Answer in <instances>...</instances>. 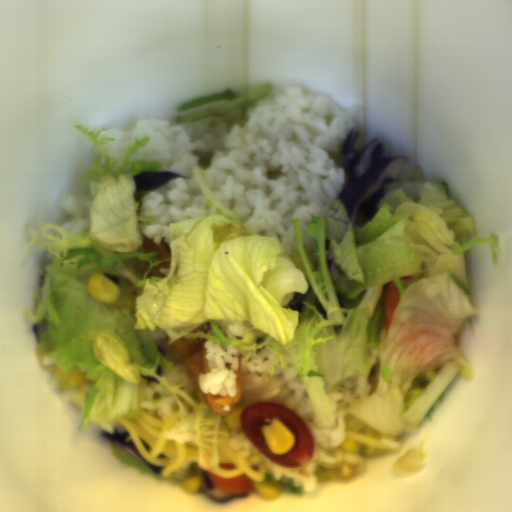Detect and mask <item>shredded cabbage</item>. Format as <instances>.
<instances>
[{
  "label": "shredded cabbage",
  "mask_w": 512,
  "mask_h": 512,
  "mask_svg": "<svg viewBox=\"0 0 512 512\" xmlns=\"http://www.w3.org/2000/svg\"><path fill=\"white\" fill-rule=\"evenodd\" d=\"M396 449H399L398 435L371 428L349 412L345 416L344 442L328 450L335 462H318L314 474L321 485L334 480L350 481L361 472L364 458Z\"/></svg>",
  "instance_id": "shredded-cabbage-1"
}]
</instances>
